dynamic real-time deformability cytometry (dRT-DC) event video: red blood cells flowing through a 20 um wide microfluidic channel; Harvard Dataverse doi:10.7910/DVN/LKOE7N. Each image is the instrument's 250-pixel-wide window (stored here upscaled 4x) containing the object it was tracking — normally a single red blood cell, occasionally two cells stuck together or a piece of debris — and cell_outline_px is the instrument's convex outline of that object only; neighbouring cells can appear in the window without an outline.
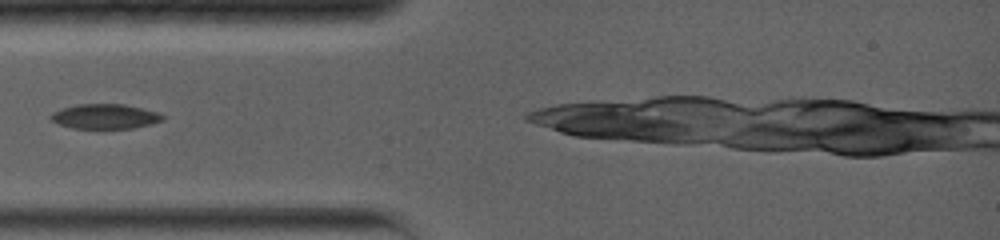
{"species": "common noctule bat (a hibernating species)", "species_latin": "Nyctalus noctula", "temperature_condition": "warm", "stored_images_in_passage": 5, "camera_frame_rate_fps": 5000, "um_per_image_px": 0.085, "animal": {"sex": "female", "body_mass_g": 19.0, "forearm_length_mm": 56.7}, "frame": {"image": 1, "passage_image": 3, "time_ms": 1.4, "image_size_px": [1000, 240], "cell_outline_px": [[164, 120], [152, 124], [132, 128], [72, 128], [60, 124], [52, 120], [48, 116], [52, 112], [60, 108], [76, 104], [124, 104], [156, 112], [164, 116]], "centroid_in_image_um": [8.89, 9.89], "position_along_channel_um": 76.1, "area_um2": 16.13}}
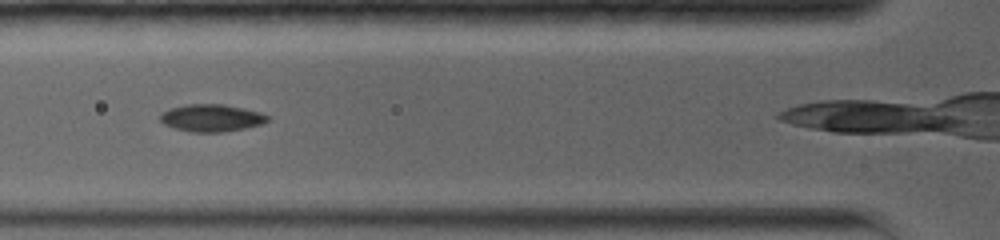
{"frame": {"image": 2, "passage_image": 4, "time_ms": 2.2, "image_size_px": [1000, 240], "cell_outline_px": [[268, 120], [260, 124], [244, 128], [224, 132], [192, 132], [176, 128], [164, 124], [160, 120], [160, 116], [168, 108], [188, 104], [224, 104], [244, 108], [260, 112], [268, 116]], "centroid_in_image_um": [17.96, 10.01], "position_along_channel_um": 107.8, "area_um2": 16.94}}